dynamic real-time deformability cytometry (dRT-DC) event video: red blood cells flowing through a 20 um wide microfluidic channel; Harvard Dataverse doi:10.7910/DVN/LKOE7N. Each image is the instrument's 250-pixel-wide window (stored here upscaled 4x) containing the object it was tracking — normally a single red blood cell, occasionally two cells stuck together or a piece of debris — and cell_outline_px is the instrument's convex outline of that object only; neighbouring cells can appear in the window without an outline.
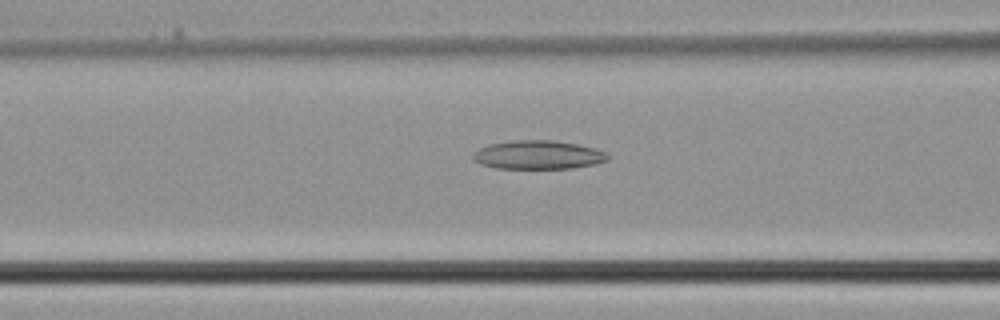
{"species": "common noctule bat (a hibernating species)", "species_latin": "Nyctalus noctula", "temperature_condition": "cold", "stored_images_in_passage": 36, "camera_frame_rate_fps": 3000, "um_per_image_px": 0.085, "animal": {"sex": "male", "body_mass_g": 21.5, "forearm_length_mm": 52.0}, "frame": {"image": 1, "passage_image": 13, "time_ms": 4.0, "image_size_px": [1000, 320], "cell_outline_px": [[608, 160], [596, 164], [572, 168], [496, 168], [480, 164], [472, 160], [472, 152], [488, 144], [516, 140], [552, 140], [576, 144], [596, 148], [604, 152], [608, 156]], "centroid_in_image_um": [45.7, 13.16], "position_along_channel_um": 120.9, "area_um2": 22.54}}
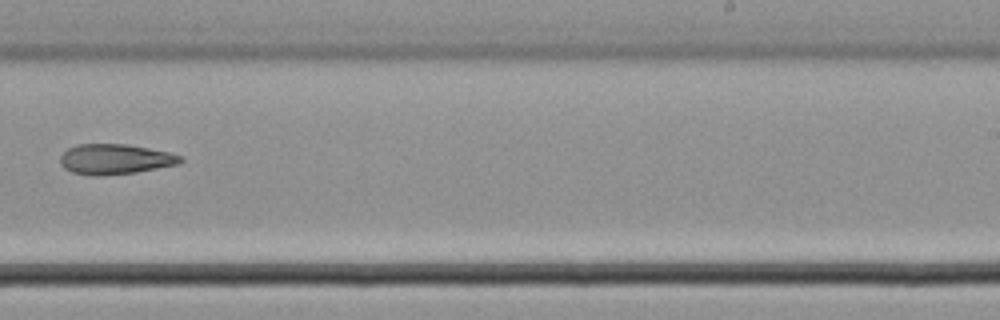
{"frame": {"image": 2, "passage_image": 22, "time_ms": 7.0, "image_size_px": [1000, 320], "cell_outline_px": [[184, 160], [180, 164], [136, 172], [96, 176], [92, 176], [72, 172], [64, 168], [60, 164], [60, 156], [68, 148], [76, 144], [128, 144], [168, 152], [184, 156]], "centroid_in_image_um": [9.79, 13.53], "position_along_channel_um": 279.2, "area_um2": 21.33}}
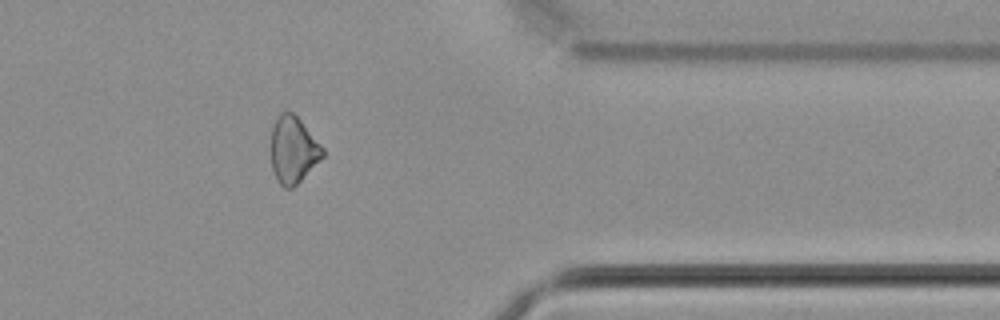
{"frame": {"image": 3, "passage_image": 29, "time_ms": 9.333, "image_size_px": [1000, 320], "cell_outline_px": [[324, 156], [292, 188], [284, 188], [276, 180], [272, 168], [272, 128], [280, 112], [284, 108], [292, 112], [300, 120], [324, 148]], "centroid_in_image_um": [24.92, 12.72], "position_along_channel_um": 386.5, "area_um2": 19.88}}